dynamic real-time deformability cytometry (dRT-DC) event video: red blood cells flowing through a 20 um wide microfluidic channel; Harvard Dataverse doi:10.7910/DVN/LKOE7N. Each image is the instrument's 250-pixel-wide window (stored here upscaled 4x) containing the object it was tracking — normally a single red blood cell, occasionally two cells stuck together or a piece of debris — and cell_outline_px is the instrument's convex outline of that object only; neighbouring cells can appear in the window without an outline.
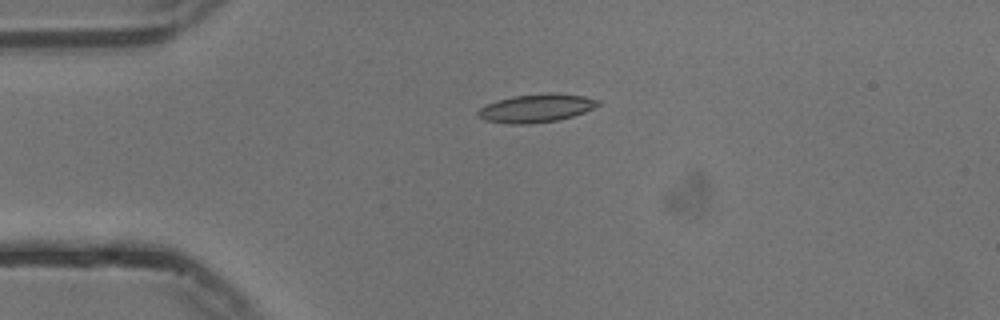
{"species": "common noctule bat (a hibernating species)", "species_latin": "Nyctalus noctula", "temperature_condition": "cold", "stored_images_in_passage": 43, "camera_frame_rate_fps": 3000, "um_per_image_px": 0.085, "animal": {"sex": "male", "body_mass_g": 13.3}, "frame": {"image": 1, "passage_image": 1, "time_ms": 0.0, "image_size_px": [1000, 320], "cell_outline_px": [[600, 104], [584, 112], [560, 120], [528, 124], [508, 124], [484, 120], [476, 112], [480, 108], [496, 100], [512, 96], [552, 92], [556, 92], [584, 96], [600, 100]], "centroid_in_image_um": [45.59, 9.19], "position_along_channel_um": 39.4, "area_um2": 19.88}}
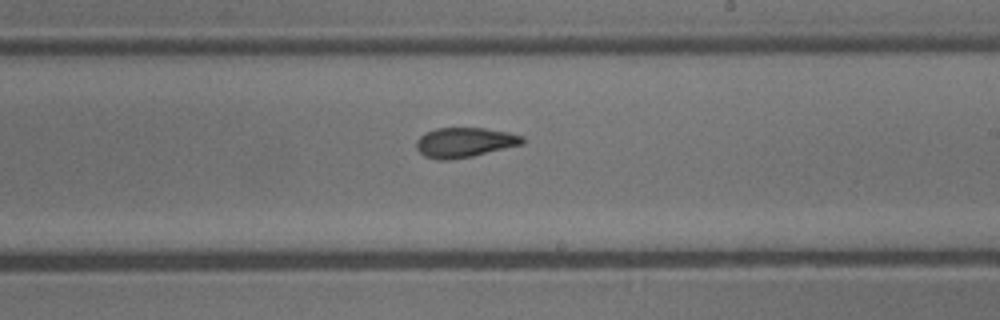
{"frame": {"image": 2, "passage_image": 20, "time_ms": 6.333, "image_size_px": [1000, 320], "cell_outline_px": [[524, 144], [472, 156], [448, 160], [436, 160], [424, 156], [416, 148], [416, 140], [424, 132], [436, 128], [484, 128], [508, 132], [524, 136]], "centroid_in_image_um": [39.47, 12.1], "position_along_channel_um": 249.5, "area_um2": 18.55}}
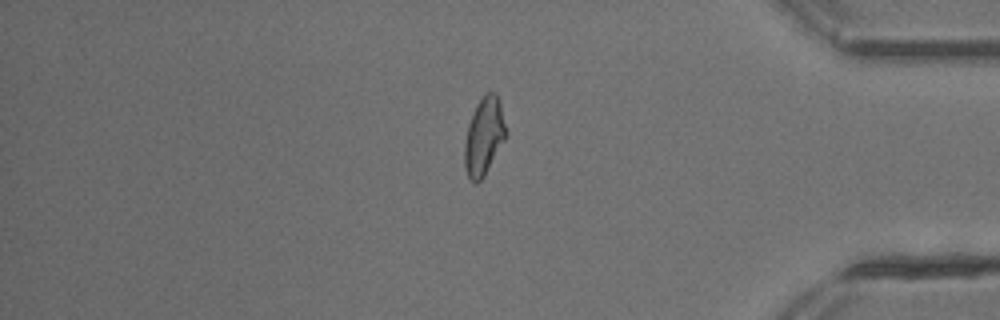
{"frame": {"image": 3, "passage_image": 34, "time_ms": 11.0, "image_size_px": [1000, 320], "cell_outline_px": [[508, 136], [484, 176], [476, 184], [468, 176], [464, 164], [464, 144], [468, 124], [476, 104], [488, 92], [496, 92], [500, 104], [508, 132]], "centroid_in_image_um": [41.16, 11.6], "position_along_channel_um": 394.0, "area_um2": 18.84}, "authors_computed_cell_mechanics": {"area_um2": 18.6116, "velocity_mm_per_s": 3.751, "shape_relaxation_time_tau1_ms": 7.5627, "shape_relaxation_time_tau2_ms": 2.4309, "deformation_change_tau1": 0.1941, "deformation_change_tau2": 0.0932}}